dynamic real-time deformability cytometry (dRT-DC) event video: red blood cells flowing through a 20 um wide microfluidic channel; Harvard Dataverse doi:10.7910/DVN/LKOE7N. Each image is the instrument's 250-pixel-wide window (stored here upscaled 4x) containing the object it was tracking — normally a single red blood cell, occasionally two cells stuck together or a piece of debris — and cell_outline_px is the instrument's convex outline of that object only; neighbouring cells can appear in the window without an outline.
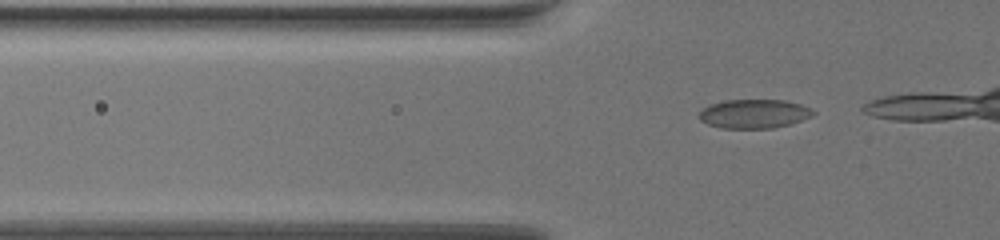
{"species": "common noctule bat (a hibernating species)", "species_latin": "Nyctalus noctula", "temperature_condition": "warm", "stored_images_in_passage": 16, "camera_frame_rate_fps": 3000, "um_per_image_px": 0.085, "animal": {"sex": "female", "body_mass_g": 19.5, "forearm_length_mm": 54.1}, "frame": {"image": 1, "passage_image": 8, "time_ms": 2.333, "image_size_px": [1000, 240], "cell_outline_px": [[816, 112], [812, 116], [788, 124], [772, 128], [724, 128], [708, 124], [700, 120], [696, 116], [708, 104], [724, 100], [784, 100], [800, 104], [812, 108]], "centroid_in_image_um": [64.07, 9.66], "position_along_channel_um": 61.7, "area_um2": 19.25}}
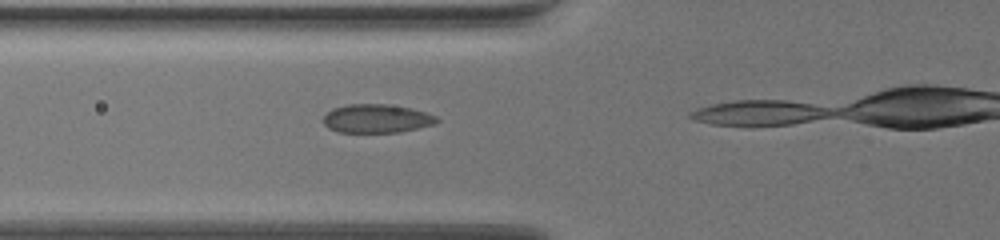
{"frame": {"image": 2, "passage_image": 12, "time_ms": 3.667, "image_size_px": [1000, 240], "cell_outline_px": [[440, 120], [432, 124], [400, 132], [336, 132], [328, 128], [324, 124], [324, 116], [332, 108], [348, 104], [388, 104], [408, 108], [424, 112], [436, 116]], "centroid_in_image_um": [31.97, 10.08], "position_along_channel_um": 93.8, "area_um2": 18.73}}
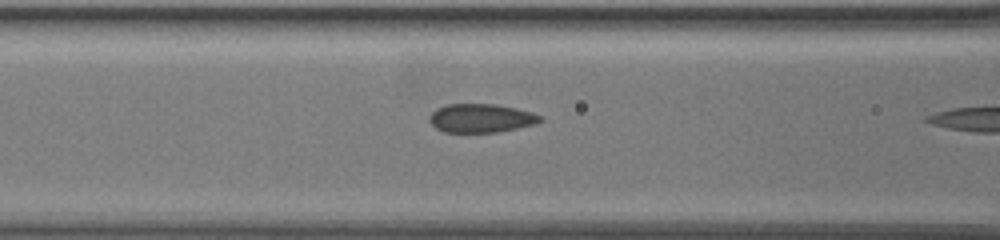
{"frame": {"image": 3, "passage_image": 15, "time_ms": 4.667, "image_size_px": [1000, 240], "cell_outline_px": [[544, 120], [532, 124], [516, 128], [496, 132], [444, 132], [436, 128], [428, 120], [428, 116], [436, 108], [448, 104], [496, 104], [516, 108], [532, 112], [540, 116]], "centroid_in_image_um": [40.85, 10.03], "position_along_channel_um": 125.8, "area_um2": 18.44}}